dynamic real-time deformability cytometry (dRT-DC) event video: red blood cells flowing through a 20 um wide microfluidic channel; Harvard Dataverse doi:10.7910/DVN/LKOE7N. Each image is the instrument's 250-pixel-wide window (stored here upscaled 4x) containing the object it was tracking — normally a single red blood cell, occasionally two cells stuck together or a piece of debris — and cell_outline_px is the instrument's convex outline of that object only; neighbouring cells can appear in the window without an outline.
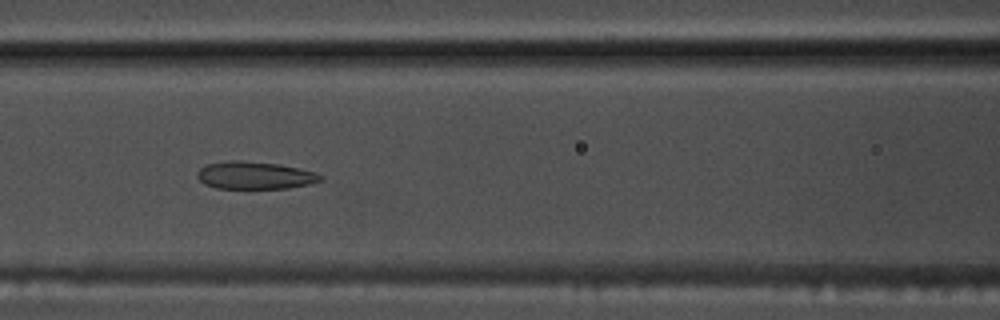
{"species": "common noctule bat (a hibernating species)", "species_latin": "Nyctalus noctula", "temperature_condition": "warm", "stored_images_in_passage": 55, "segment_of_instrument_passage": [1, 2], "camera_frame_rate_fps": 3000, "um_per_image_px": 0.085, "animal": {"sex": "male", "body_mass_g": 17.5, "forearm_length_mm": 52.3}, "frame": {"image": 1, "passage_image": 24, "time_ms": 7.667, "image_size_px": [1000, 320], "cell_outline_px": [[324, 180], [308, 184], [288, 188], [216, 188], [204, 184], [196, 176], [196, 172], [200, 168], [208, 164], [232, 160], [240, 160], [280, 164], [300, 168], [316, 172], [324, 176]], "centroid_in_image_um": [21.68, 14.9], "position_along_channel_um": 144.9, "area_um2": 19.88}}
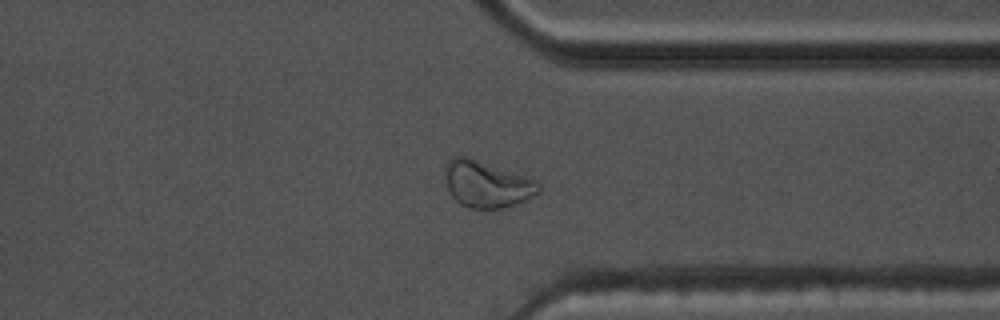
{"frame": {"image": 2, "passage_image": 42, "time_ms": 13.667, "image_size_px": [1000, 320], "cell_outline_px": [[540, 192], [528, 200], [504, 208], [468, 208], [460, 204], [448, 192], [444, 172], [444, 168], [448, 160], [452, 156], [468, 156], [528, 176], [536, 180], [540, 184]], "centroid_in_image_um": [41.38, 15.64], "position_along_channel_um": 370.0, "area_um2": 25.95}}
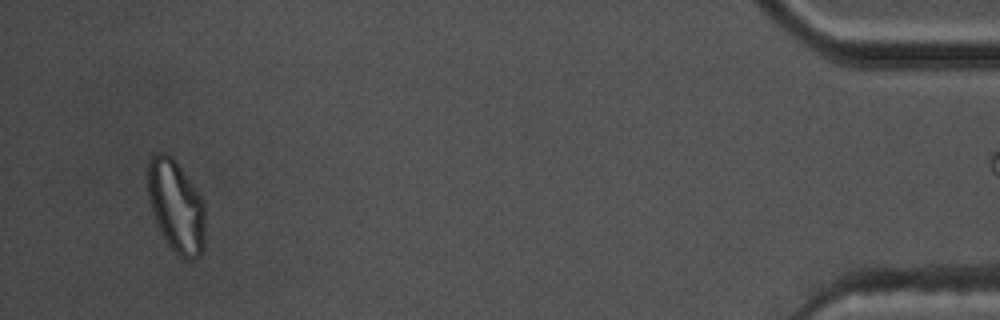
{"frame": {"image": 3, "passage_image": 52, "time_ms": 17.0, "image_size_px": [1000, 320], "cell_outline_px": [[204, 248], [200, 256], [192, 260], [188, 260], [180, 256], [168, 244], [160, 232], [152, 212], [148, 200], [148, 160], [156, 152], [168, 152], [176, 160], [196, 188], [204, 200]], "centroid_in_image_um": [14.97, 17.5], "position_along_channel_um": 420.2, "area_um2": 31.27}}